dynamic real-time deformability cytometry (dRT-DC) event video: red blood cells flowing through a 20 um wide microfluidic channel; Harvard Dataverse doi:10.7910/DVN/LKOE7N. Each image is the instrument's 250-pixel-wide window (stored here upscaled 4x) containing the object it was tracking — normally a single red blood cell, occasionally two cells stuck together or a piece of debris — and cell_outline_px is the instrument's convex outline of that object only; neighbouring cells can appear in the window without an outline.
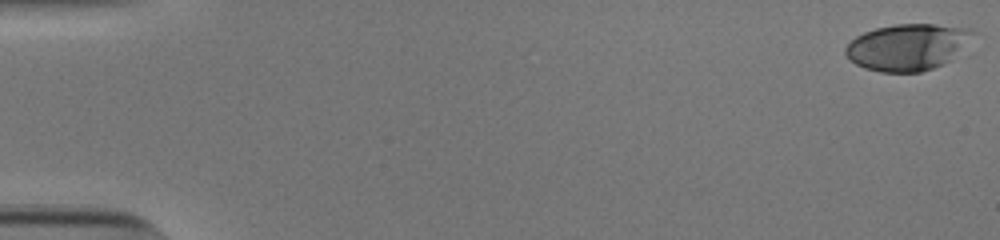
{"species": "human", "species_latin": "Homo sapiens", "temperature_condition": "cold", "stored_images_in_passage": 47, "camera_frame_rate_fps": 3000, "um_per_image_px": 0.085, "donor": {"sex": "male"}, "frame": {"image": 1, "passage_image": 1, "time_ms": 0.0, "image_size_px": [1000, 240], "cell_outline_px": [[976, 32], [952, 60], [932, 68], [920, 72], [880, 72], [864, 68], [856, 64], [844, 52], [844, 48], [856, 36], [864, 32], [876, 28], [896, 24], [936, 24], [972, 28]], "centroid_in_image_um": [77.16, 3.99], "position_along_channel_um": 7.8, "area_um2": 34.51}}
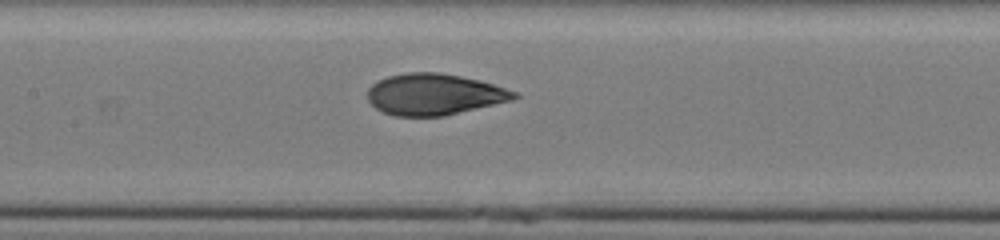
{"frame": {"image": 2, "passage_image": 27, "time_ms": 8.667, "image_size_px": [1000, 240], "cell_outline_px": [[520, 96], [512, 100], [444, 116], [396, 116], [384, 112], [376, 108], [368, 100], [368, 88], [372, 84], [388, 76], [408, 72], [440, 72], [480, 80], [516, 92]], "centroid_in_image_um": [36.9, 8.02], "position_along_channel_um": 170.5, "area_um2": 35.08}}
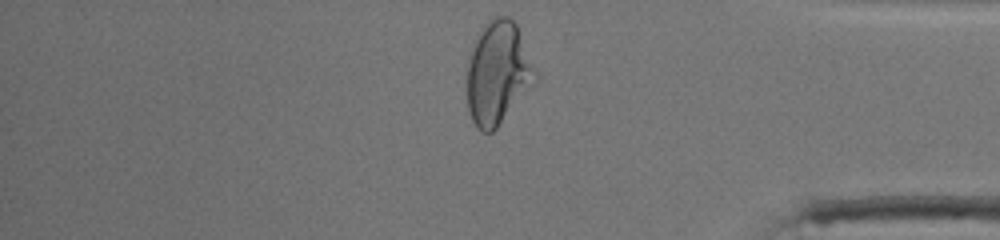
{"frame": {"image": 3, "passage_image": 46, "time_ms": 15.0, "image_size_px": [1000, 240], "cell_outline_px": [[536, 72], [496, 128], [492, 132], [480, 132], [476, 128], [472, 120], [468, 108], [468, 64], [472, 48], [484, 24], [492, 16], [508, 16], [516, 24]], "centroid_in_image_um": [42.24, 6.15], "position_along_channel_um": 393.0, "area_um2": 38.9}, "authors_computed_cell_mechanics": {"area_um2": 34.8534, "velocity_mm_per_s": 3.8402, "shape_relaxation_time_tau1_ms": 5.8306, "shape_relaxation_time_tau2_ms": 0.7264, "deformation_change_tau1": 0.2263, "deformation_change_tau2": 0.0578}}